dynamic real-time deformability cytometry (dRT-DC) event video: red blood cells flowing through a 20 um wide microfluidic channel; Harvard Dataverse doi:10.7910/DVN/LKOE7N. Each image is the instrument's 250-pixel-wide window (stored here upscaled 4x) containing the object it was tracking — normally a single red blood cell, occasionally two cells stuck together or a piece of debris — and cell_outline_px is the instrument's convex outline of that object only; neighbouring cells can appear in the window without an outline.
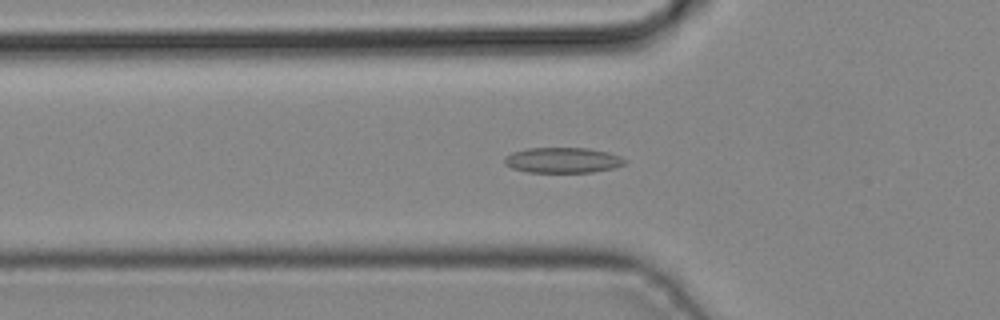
{"species": "common noctule bat (a hibernating species)", "species_latin": "Nyctalus noctula", "temperature_condition": "cold", "stored_images_in_passage": 44, "camera_frame_rate_fps": 3000, "um_per_image_px": 0.085, "animal": {"sex": "male", "body_mass_g": 19.2, "forearm_length_mm": 51.8}, "frame": {"image": 1, "passage_image": 15, "time_ms": 4.667, "image_size_px": [1000, 320], "cell_outline_px": [[628, 160], [624, 164], [616, 168], [592, 172], [528, 172], [512, 168], [504, 164], [504, 156], [512, 152], [528, 148], [588, 148], [608, 152], [620, 156]], "centroid_in_image_um": [47.84, 13.61], "position_along_channel_um": 78.0, "area_um2": 17.98}}
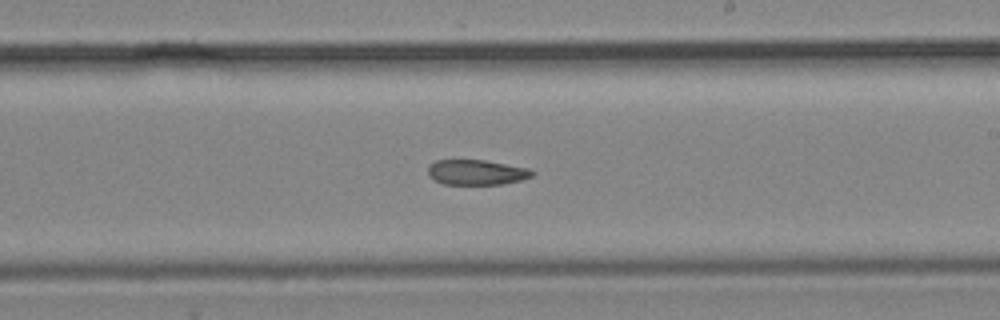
{"frame": {"image": 2, "passage_image": 26, "time_ms": 8.333, "image_size_px": [1000, 320], "cell_outline_px": [[536, 172], [532, 176], [520, 180], [500, 184], [444, 184], [428, 176], [428, 164], [436, 160], [484, 160], [528, 168]], "centroid_in_image_um": [40.48, 14.64], "position_along_channel_um": 248.5, "area_um2": 15.2}}
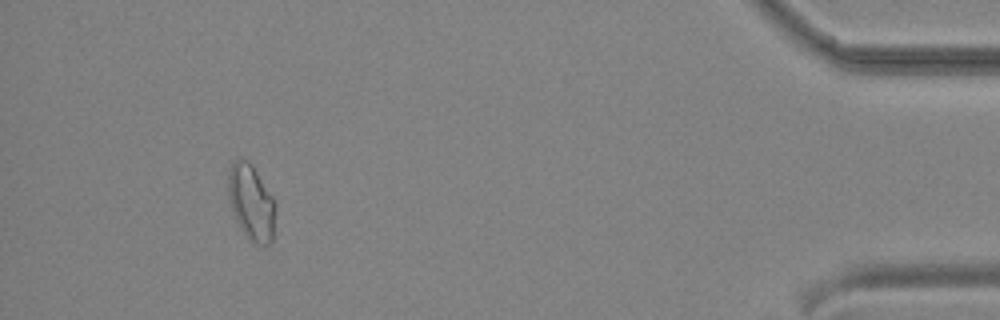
{"frame": {"image": 3, "passage_image": 41, "time_ms": 13.333, "image_size_px": [1000, 320], "cell_outline_px": [[276, 208], [272, 240], [264, 248], [252, 244], [240, 228], [236, 220], [232, 208], [228, 192], [228, 172], [232, 164], [236, 160], [248, 160], [252, 164], [276, 200]], "centroid_in_image_um": [21.39, 17.25], "position_along_channel_um": 413.8, "area_um2": 21.15}}